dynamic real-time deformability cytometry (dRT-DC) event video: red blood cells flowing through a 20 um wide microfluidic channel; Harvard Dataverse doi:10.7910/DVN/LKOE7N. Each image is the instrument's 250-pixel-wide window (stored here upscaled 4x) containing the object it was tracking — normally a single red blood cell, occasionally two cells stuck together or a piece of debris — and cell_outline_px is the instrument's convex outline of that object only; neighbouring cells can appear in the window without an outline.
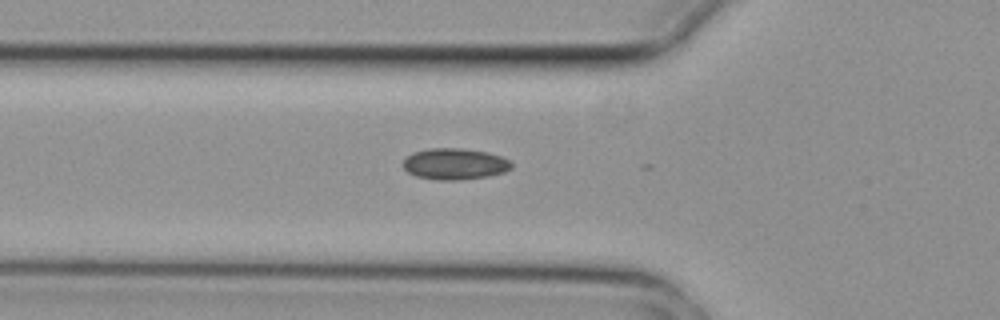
{"species": "common noctule bat (a hibernating species)", "species_latin": "Nyctalus noctula", "temperature_condition": "cold", "stored_images_in_passage": 2, "camera_frame_rate_fps": 3000, "um_per_image_px": 0.085, "animal": {"sex": "female", "body_mass_g": 29.2, "forearm_length_mm": 56.3}, "frame": {"image": 1, "passage_image": 2, "time_ms": 0.333, "image_size_px": [1000, 320], "cell_outline_px": [[512, 168], [504, 172], [488, 176], [460, 180], [436, 180], [416, 176], [408, 172], [400, 164], [412, 152], [428, 148], [464, 148], [488, 152], [500, 156], [508, 160], [512, 164]], "centroid_in_image_um": [38.63, 13.93], "position_along_channel_um": 87.2, "area_um2": 19.94}}